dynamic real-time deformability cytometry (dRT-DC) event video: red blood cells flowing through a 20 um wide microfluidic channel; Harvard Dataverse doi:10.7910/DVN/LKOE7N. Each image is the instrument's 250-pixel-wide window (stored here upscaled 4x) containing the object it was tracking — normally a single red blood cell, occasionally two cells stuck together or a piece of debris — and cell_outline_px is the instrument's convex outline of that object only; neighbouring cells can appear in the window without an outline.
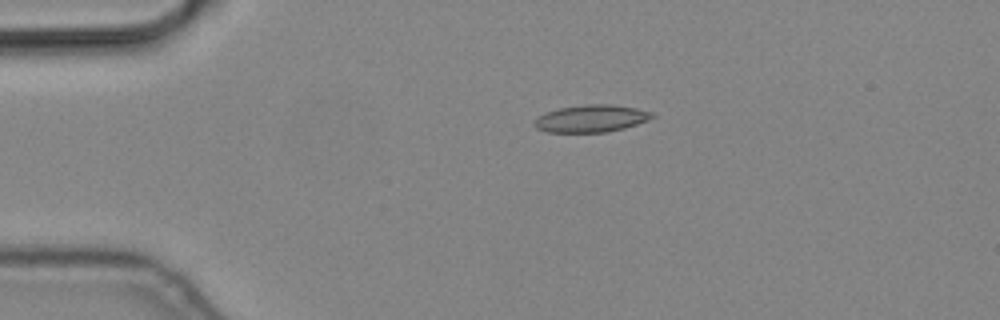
{"species": "common noctule bat (a hibernating species)", "species_latin": "Nyctalus noctula", "temperature_condition": "cold", "stored_images_in_passage": 6, "camera_frame_rate_fps": 3000, "um_per_image_px": 0.085, "animal": {"sex": "male", "body_mass_g": 19.2, "forearm_length_mm": 51.8}, "frame": {"image": 1, "passage_image": 3, "time_ms": 0.667, "image_size_px": [1000, 320], "cell_outline_px": [[656, 116], [648, 120], [624, 128], [608, 132], [544, 132], [536, 128], [532, 124], [536, 116], [544, 112], [556, 108], [584, 104], [612, 104], [636, 108], [652, 112]], "centroid_in_image_um": [50.19, 10.07], "position_along_channel_um": 34.8, "area_um2": 19.07}}
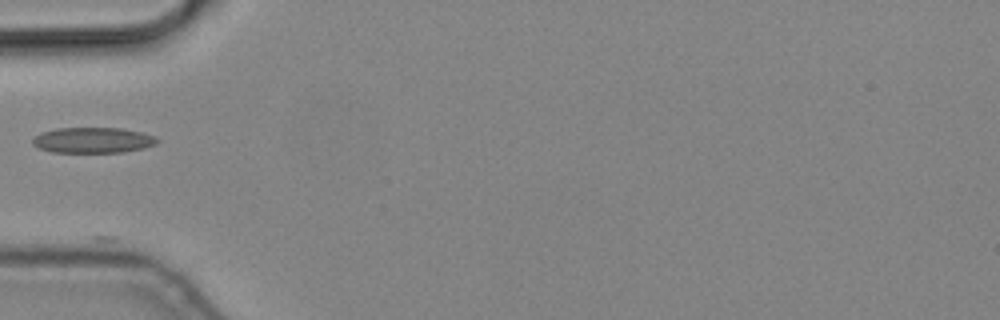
{"frame": {"image": 2, "passage_image": 5, "time_ms": 1.333, "image_size_px": [1000, 320], "cell_outline_px": [[160, 140], [156, 144], [144, 148], [124, 152], [52, 152], [40, 148], [32, 144], [32, 140], [40, 132], [56, 128], [124, 128], [156, 136]], "centroid_in_image_um": [7.92, 11.91], "position_along_channel_um": 77.1, "area_um2": 18.67}}
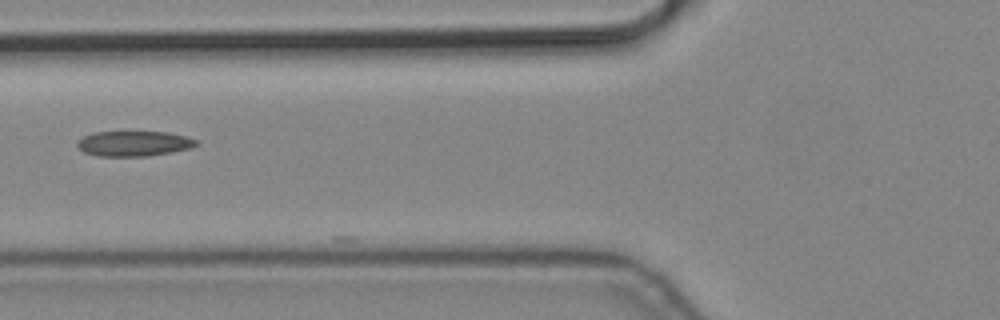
{"frame": {"image": 3, "passage_image": 6, "time_ms": 1.667, "image_size_px": [1000, 320], "cell_outline_px": [[200, 144], [192, 148], [172, 152], [148, 156], [100, 156], [84, 152], [76, 144], [76, 140], [92, 132], [168, 132], [188, 136], [200, 140]], "centroid_in_image_um": [11.45, 12.19], "position_along_channel_um": 114.4, "area_um2": 17.74}}